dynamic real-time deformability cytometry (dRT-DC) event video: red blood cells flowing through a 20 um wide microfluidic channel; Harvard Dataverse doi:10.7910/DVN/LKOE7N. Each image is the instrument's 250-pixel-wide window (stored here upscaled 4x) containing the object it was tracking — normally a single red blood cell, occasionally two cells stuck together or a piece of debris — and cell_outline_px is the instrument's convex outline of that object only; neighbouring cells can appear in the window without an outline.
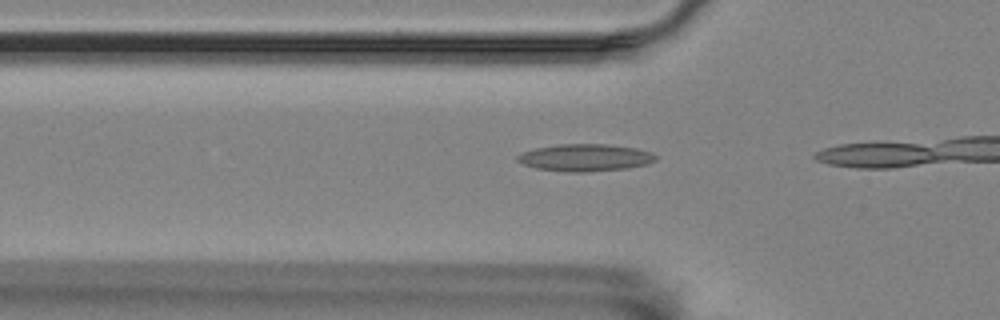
{"species": "Egyptian fruit bat (a non-hibernating species)", "species_latin": "Rousettus aegyptiacus", "temperature_condition": "room temperature", "stored_images_in_passage": 16, "camera_frame_rate_fps": 3000, "um_per_image_px": 0.085, "animal": {"sex": "female"}, "frame": {"image": 1, "passage_image": 14, "time_ms": 4.333, "image_size_px": [1000, 320], "cell_outline_px": [[656, 160], [648, 164], [628, 168], [588, 172], [564, 172], [536, 168], [524, 164], [516, 160], [516, 156], [524, 152], [536, 148], [560, 144], [604, 144], [636, 148], [652, 152], [656, 156]], "centroid_in_image_um": [49.76, 13.4], "position_along_channel_um": 76.0, "area_um2": 21.91}}